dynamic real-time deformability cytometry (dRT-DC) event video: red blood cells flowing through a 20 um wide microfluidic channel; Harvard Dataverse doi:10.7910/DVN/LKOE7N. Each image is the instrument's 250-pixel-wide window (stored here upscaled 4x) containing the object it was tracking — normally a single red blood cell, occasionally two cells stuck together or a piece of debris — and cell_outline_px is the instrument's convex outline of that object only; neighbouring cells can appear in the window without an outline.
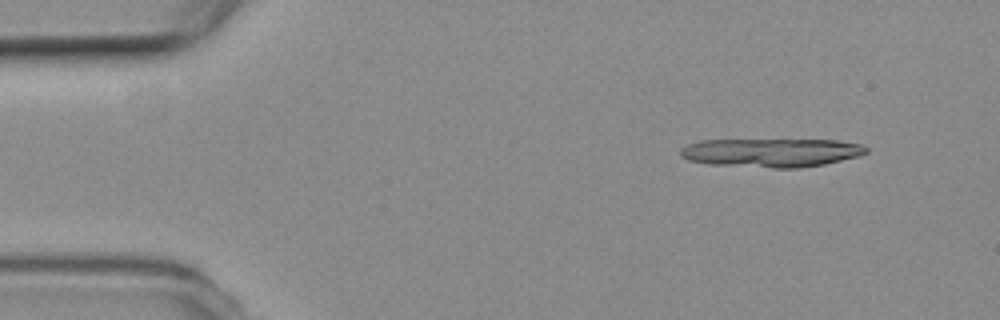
{"species": "common noctule bat (a hibernating species)", "species_latin": "Nyctalus noctula", "temperature_condition": "room temperature", "stored_images_in_passage": 4, "camera_frame_rate_fps": 3000, "um_per_image_px": 0.085, "animal": {"sex": "female", "body_mass_g": 19.3, "forearm_length_mm": 54.1}, "frame": {"image": 1, "passage_image": 1, "time_ms": 0.0, "image_size_px": [1000, 320], "cell_outline_px": [[868, 152], [860, 156], [824, 164], [800, 168], [772, 168], [708, 164], [688, 160], [680, 156], [680, 148], [688, 144], [700, 140], [836, 140], [860, 144], [868, 148]], "centroid_in_image_um": [65.55, 12.97], "position_along_channel_um": 19.4, "area_um2": 31.21}}
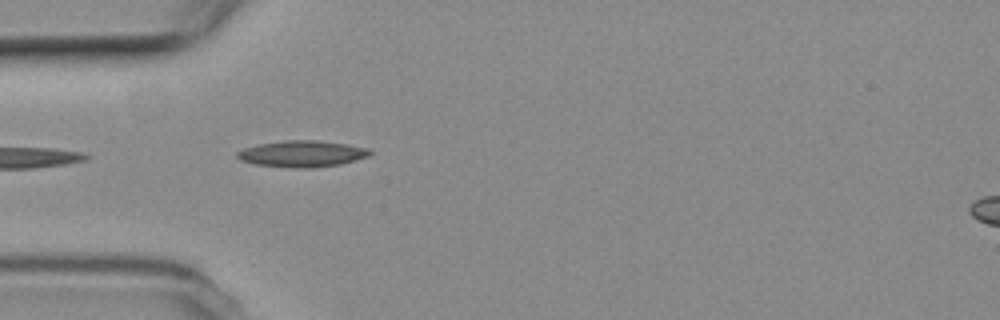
{"frame": {"image": 2, "passage_image": 4, "time_ms": 3.667, "image_size_px": [1000, 320], "cell_outline_px": [[372, 152], [368, 156], [356, 160], [340, 164], [312, 168], [296, 168], [252, 164], [240, 160], [236, 156], [236, 152], [244, 148], [260, 144], [284, 140], [316, 140], [348, 144], [368, 148]], "centroid_in_image_um": [25.67, 13.07], "position_along_channel_um": 59.3, "area_um2": 20.46}}